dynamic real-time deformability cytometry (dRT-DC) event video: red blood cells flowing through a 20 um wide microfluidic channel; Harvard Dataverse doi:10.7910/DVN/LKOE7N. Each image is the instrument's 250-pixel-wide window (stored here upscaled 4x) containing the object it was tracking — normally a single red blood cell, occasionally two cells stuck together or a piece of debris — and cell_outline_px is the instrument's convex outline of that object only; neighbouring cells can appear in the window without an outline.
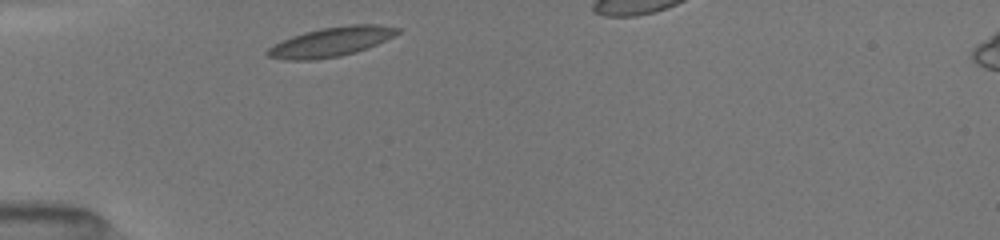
{"species": "common noctule bat (a hibernating species)", "species_latin": "Nyctalus noctula", "temperature_condition": "room temperature", "stored_images_in_passage": 1, "camera_frame_rate_fps": 3000, "um_per_image_px": 0.085, "animal": {"sex": "female", "body_mass_g": 19.5, "forearm_length_mm": 54.1}, "frame": {"image": 1, "passage_image": 1, "time_ms": 0.0, "image_size_px": [1000, 240], "cell_outline_px": [[400, 32], [368, 48], [356, 52], [340, 56], [316, 60], [284, 60], [268, 56], [264, 52], [268, 48], [292, 36], [304, 32], [320, 28], [348, 24], [376, 24], [400, 28]], "centroid_in_image_um": [28.13, 3.56], "position_along_channel_um": 56.9, "area_um2": 22.25}}